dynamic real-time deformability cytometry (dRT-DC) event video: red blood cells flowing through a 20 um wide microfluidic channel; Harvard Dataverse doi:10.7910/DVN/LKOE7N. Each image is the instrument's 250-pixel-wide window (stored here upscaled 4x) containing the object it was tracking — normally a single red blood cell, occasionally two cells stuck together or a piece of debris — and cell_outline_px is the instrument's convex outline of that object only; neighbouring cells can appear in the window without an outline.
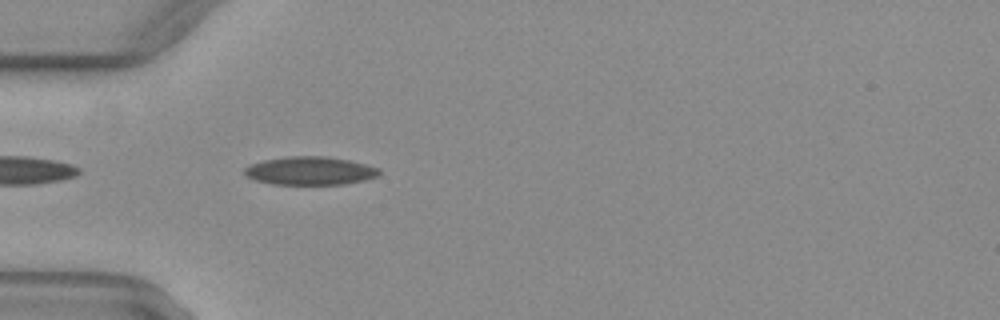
{"species": "common noctule bat (a hibernating species)", "species_latin": "Nyctalus noctula", "temperature_condition": "warm", "stored_images_in_passage": 31, "camera_frame_rate_fps": 3000, "um_per_image_px": 0.085, "animal": {"sex": "female", "body_mass_g": 29.2, "forearm_length_mm": 56.3}, "frame": {"image": 1, "passage_image": 1, "time_ms": 0.0, "image_size_px": [1000, 320], "cell_outline_px": [[380, 176], [364, 180], [344, 184], [272, 184], [256, 180], [248, 176], [244, 172], [244, 168], [252, 164], [264, 160], [288, 156], [324, 156], [348, 160], [380, 168]], "centroid_in_image_um": [26.39, 14.52], "position_along_channel_um": 58.6, "area_um2": 22.02}}
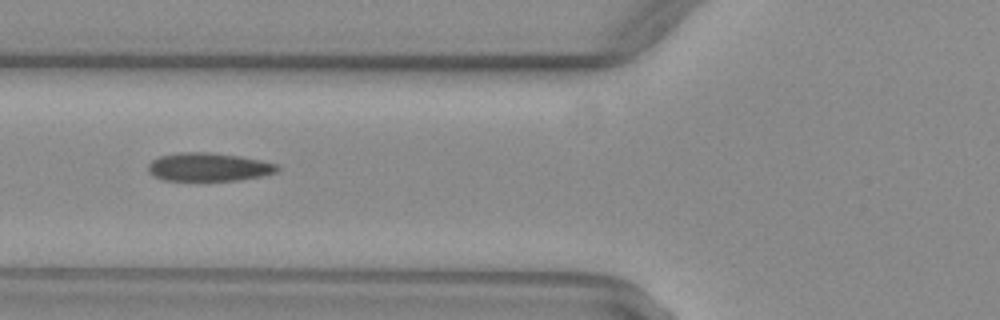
{"frame": {"image": 2, "passage_image": 5, "time_ms": 1.333, "image_size_px": [1000, 320], "cell_outline_px": [[280, 168], [276, 172], [260, 176], [240, 180], [164, 180], [148, 172], [148, 164], [152, 160], [160, 156], [180, 152], [212, 152], [240, 156], [280, 164]], "centroid_in_image_um": [17.76, 14.18], "position_along_channel_um": 108.0, "area_um2": 21.33}}
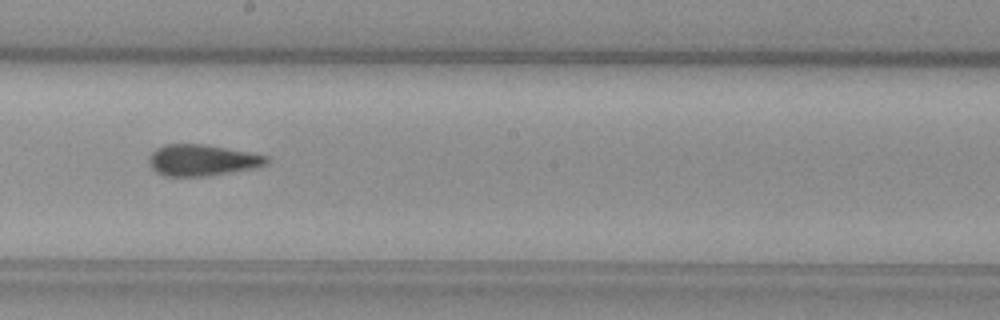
{"frame": {"image": 3, "passage_image": 14, "time_ms": 4.333, "image_size_px": [1000, 320], "cell_outline_px": [[268, 164], [256, 168], [208, 176], [164, 176], [156, 172], [148, 164], [148, 156], [156, 148], [164, 144], [204, 144], [268, 156]], "centroid_in_image_um": [17.15, 13.62], "position_along_channel_um": 231.1, "area_um2": 21.56}, "authors_computed_cell_mechanics": {"area_um2": 21.2126, "velocity_mm_per_s": 4.0911, "shape_relaxation_time_tau1_ms": null, "shape_relaxation_time_tau2_ms": 2.198, "deformation_change_tau1": null, "deformation_change_tau2": 0.0841}}